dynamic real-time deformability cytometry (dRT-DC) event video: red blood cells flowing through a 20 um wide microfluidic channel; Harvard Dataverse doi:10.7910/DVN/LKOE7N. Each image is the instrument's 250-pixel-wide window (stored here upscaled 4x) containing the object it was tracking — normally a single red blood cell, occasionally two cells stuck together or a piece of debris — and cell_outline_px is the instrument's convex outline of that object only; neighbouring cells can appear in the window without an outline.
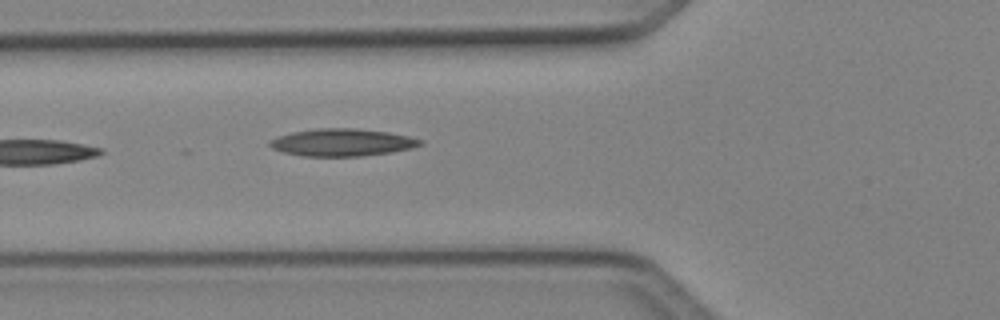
{"species": "Egyptian fruit bat (a non-hibernating species)", "species_latin": "Rousettus aegyptiacus", "temperature_condition": "cold", "stored_images_in_passage": 5, "camera_frame_rate_fps": 3000, "um_per_image_px": 0.085, "animal": {"sex": "female"}, "frame": {"image": 1, "passage_image": 5, "time_ms": 1.333, "image_size_px": [1000, 320], "cell_outline_px": [[424, 144], [412, 148], [392, 152], [364, 156], [304, 156], [284, 152], [272, 148], [268, 144], [276, 136], [292, 132], [320, 128], [352, 128], [388, 132], [408, 136], [424, 140]], "centroid_in_image_um": [29.11, 12.11], "position_along_channel_um": 96.7, "area_um2": 23.99}}